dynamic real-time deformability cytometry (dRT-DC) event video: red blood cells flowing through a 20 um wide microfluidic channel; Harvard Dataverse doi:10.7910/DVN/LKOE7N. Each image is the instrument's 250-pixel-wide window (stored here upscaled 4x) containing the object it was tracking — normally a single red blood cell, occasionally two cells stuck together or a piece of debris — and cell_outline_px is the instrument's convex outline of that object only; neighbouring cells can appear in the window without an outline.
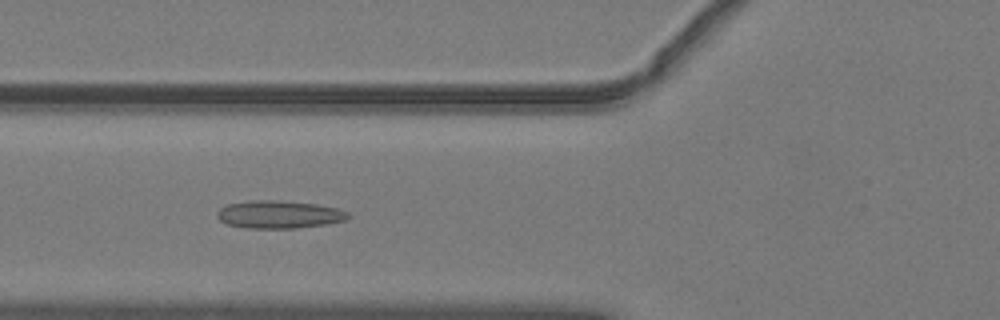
{"species": "common noctule bat (a hibernating species)", "species_latin": "Nyctalus noctula", "temperature_condition": "warm", "stored_images_in_passage": 51, "camera_frame_rate_fps": 3000, "um_per_image_px": 0.085, "animal": {"sex": "male", "body_mass_g": 19.2, "forearm_length_mm": 51.8}, "frame": {"image": 1, "passage_image": 20, "time_ms": 6.333, "image_size_px": [1000, 320], "cell_outline_px": [[352, 216], [348, 220], [328, 224], [296, 228], [248, 228], [228, 224], [220, 220], [216, 216], [216, 212], [220, 208], [228, 204], [252, 200], [272, 200], [316, 204], [336, 208], [348, 212]], "centroid_in_image_um": [23.75, 18.23], "position_along_channel_um": 102.0, "area_um2": 21.21}}
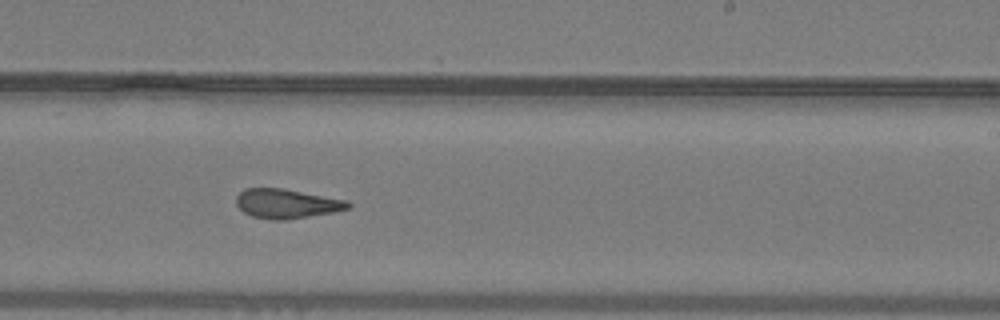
{"frame": {"image": 2, "passage_image": 32, "time_ms": 10.333, "image_size_px": [1000, 320], "cell_outline_px": [[352, 208], [332, 212], [288, 220], [272, 220], [252, 216], [244, 212], [236, 204], [236, 196], [244, 188], [280, 188], [348, 200], [352, 204]], "centroid_in_image_um": [24.38, 17.31], "position_along_channel_um": 264.6, "area_um2": 19.19}}
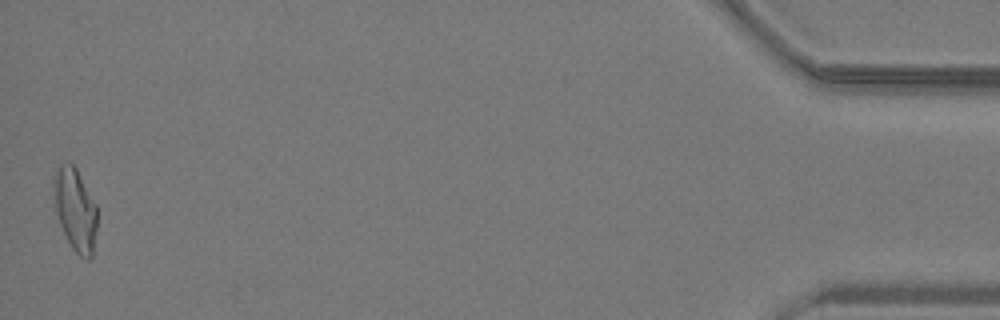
{"frame": {"image": 3, "passage_image": 51, "time_ms": 16.667, "image_size_px": [1000, 320], "cell_outline_px": [[96, 232], [92, 256], [88, 260], [80, 256], [72, 248], [60, 224], [56, 212], [52, 180], [60, 164], [72, 164], [76, 168], [96, 204]], "centroid_in_image_um": [6.4, 17.82], "position_along_channel_um": 428.8, "area_um2": 20.58}, "authors_computed_cell_mechanics": {"area_um2": 20.1722, "velocity_mm_per_s": 4.0639, "shape_relaxation_time_tau1_ms": null, "shape_relaxation_time_tau2_ms": 2.3574, "deformation_change_tau1": null, "deformation_change_tau2": 0.1205}}